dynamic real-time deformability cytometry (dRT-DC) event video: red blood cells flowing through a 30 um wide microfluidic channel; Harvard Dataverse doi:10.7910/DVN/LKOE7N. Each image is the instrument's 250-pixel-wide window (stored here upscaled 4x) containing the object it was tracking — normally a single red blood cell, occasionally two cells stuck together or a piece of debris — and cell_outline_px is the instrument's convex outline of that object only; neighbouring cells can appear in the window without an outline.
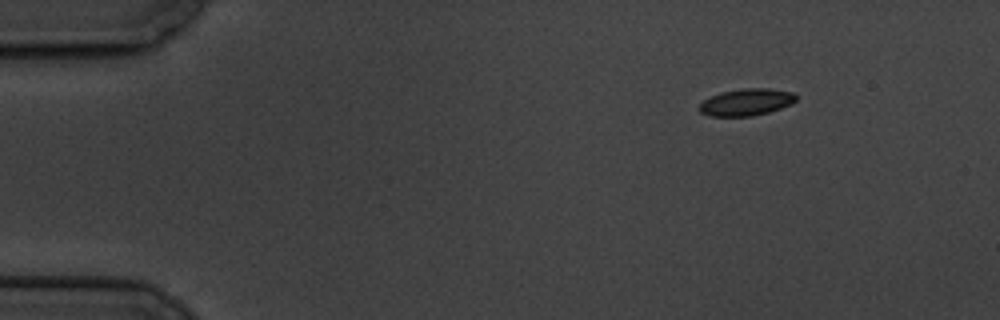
{"species": "common noctule bat (a hibernating species)", "species_latin": "Nyctalus noctula", "temperature_condition": "cold", "stored_images_in_passage": 4, "camera_frame_rate_fps": 3000, "um_per_image_px": 0.085, "animal": {"sex": "male", "body_mass_g": 19.5, "forearm_length_mm": 54.6}, "frame": {"image": 1, "passage_image": 1, "time_ms": 0.0, "image_size_px": [1000, 320], "cell_outline_px": [[796, 100], [792, 104], [768, 112], [752, 116], [712, 116], [700, 112], [700, 104], [704, 100], [720, 92], [744, 88], [768, 88], [792, 92], [796, 96]], "centroid_in_image_um": [63.46, 8.68], "position_along_channel_um": 21.5, "area_um2": 15.03}}
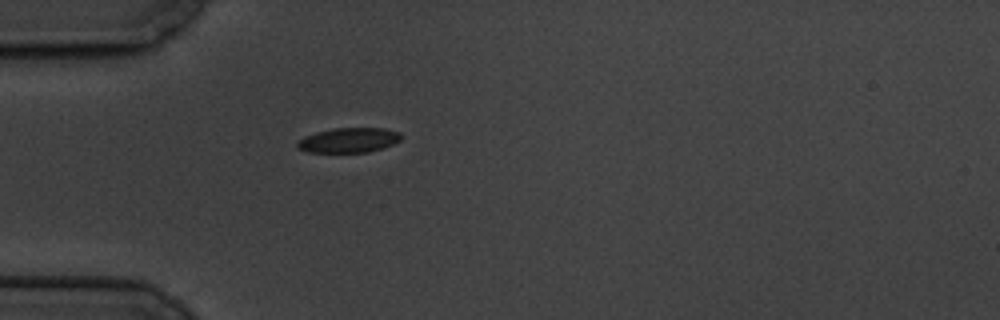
{"frame": {"image": 2, "passage_image": 4, "time_ms": 3.333, "image_size_px": [1000, 320], "cell_outline_px": [[400, 140], [392, 144], [368, 152], [308, 152], [296, 148], [296, 144], [304, 136], [316, 132], [332, 128], [384, 128], [400, 132]], "centroid_in_image_um": [29.61, 11.91], "position_along_channel_um": 55.4, "area_um2": 14.91}}